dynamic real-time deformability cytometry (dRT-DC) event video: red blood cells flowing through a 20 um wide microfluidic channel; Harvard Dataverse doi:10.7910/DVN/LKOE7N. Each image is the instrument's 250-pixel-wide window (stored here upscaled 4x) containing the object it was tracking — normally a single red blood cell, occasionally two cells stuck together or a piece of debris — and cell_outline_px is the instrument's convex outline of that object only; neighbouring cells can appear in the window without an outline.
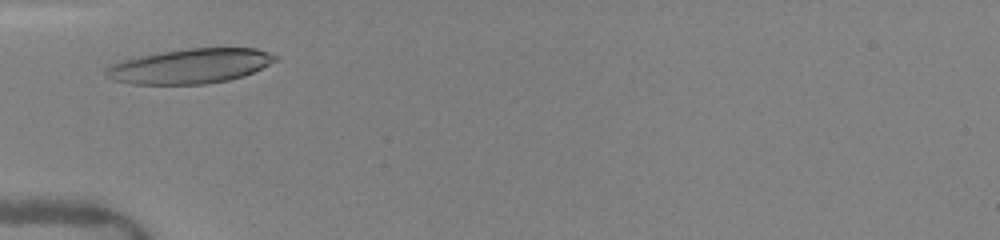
{"species": "human", "species_latin": "Homo sapiens", "temperature_condition": "warm", "stored_images_in_passage": 5, "camera_frame_rate_fps": 3000, "um_per_image_px": 0.085, "donor": {"sex": "female"}, "frame": {"image": 1, "passage_image": 2, "time_ms": 0.667, "image_size_px": [1000, 240], "cell_outline_px": [[280, 60], [244, 76], [228, 80], [204, 84], [132, 84], [112, 80], [104, 76], [104, 72], [112, 64], [124, 60], [164, 52], [192, 48], [256, 48], [280, 56]], "centroid_in_image_um": [16.23, 5.63], "position_along_channel_um": 68.8, "area_um2": 34.16}}
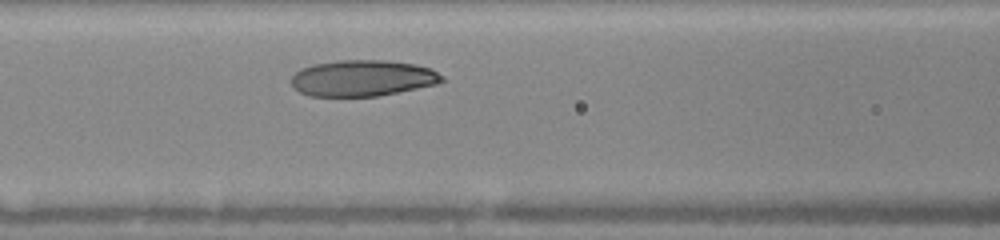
{"frame": {"image": 2, "passage_image": 5, "time_ms": 2.333, "image_size_px": [1000, 240], "cell_outline_px": [[444, 80], [436, 84], [376, 96], [308, 96], [292, 88], [292, 76], [296, 72], [312, 64], [336, 60], [384, 60], [416, 64], [432, 68], [444, 76]], "centroid_in_image_um": [30.82, 6.63], "position_along_channel_um": 135.8, "area_um2": 31.79}}